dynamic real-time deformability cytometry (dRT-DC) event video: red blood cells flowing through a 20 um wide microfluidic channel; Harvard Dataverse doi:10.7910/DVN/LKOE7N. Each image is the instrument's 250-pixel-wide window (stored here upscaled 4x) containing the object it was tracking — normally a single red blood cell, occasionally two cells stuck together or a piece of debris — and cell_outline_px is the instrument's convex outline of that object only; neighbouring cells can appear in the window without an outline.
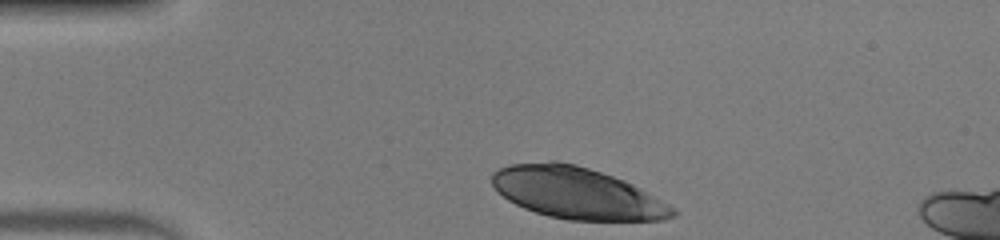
{"species": "human", "species_latin": "Homo sapiens", "temperature_condition": "warm", "stored_images_in_passage": 32, "camera_frame_rate_fps": 3000, "um_per_image_px": 0.085, "donor": {"sex": "male"}, "frame": {"image": 1, "passage_image": 1, "time_ms": 0.0, "image_size_px": [1000, 240], "cell_outline_px": [[676, 216], [664, 220], [568, 220], [548, 216], [524, 208], [508, 200], [492, 184], [492, 172], [508, 164], [552, 160], [556, 160], [588, 168], [624, 180], [640, 188], [668, 204], [676, 212]], "centroid_in_image_um": [49.01, 16.4], "position_along_channel_um": 36.0, "area_um2": 53.87}}